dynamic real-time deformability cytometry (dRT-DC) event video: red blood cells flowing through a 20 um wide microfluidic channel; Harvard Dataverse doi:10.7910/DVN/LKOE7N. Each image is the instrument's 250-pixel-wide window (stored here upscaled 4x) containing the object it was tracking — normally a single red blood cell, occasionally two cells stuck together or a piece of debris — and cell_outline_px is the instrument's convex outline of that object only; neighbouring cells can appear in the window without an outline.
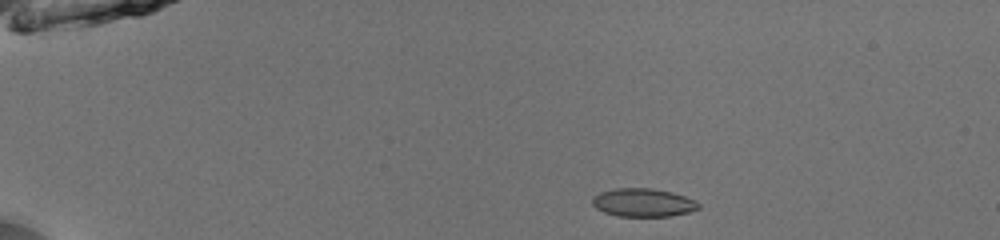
{"species": "common noctule bat (a hibernating species)", "species_latin": "Nyctalus noctula", "temperature_condition": "room temperature", "stored_images_in_passage": 42, "camera_frame_rate_fps": 3000, "um_per_image_px": 0.085, "animal": {"sex": "male", "body_mass_g": 13.0, "forearm_length_mm": 53.1}, "frame": {"image": 1, "passage_image": 1, "time_ms": 0.0, "image_size_px": [1000, 240], "cell_outline_px": [[700, 208], [688, 212], [668, 216], [616, 216], [604, 212], [596, 208], [592, 204], [592, 196], [600, 192], [616, 188], [652, 188], [672, 192], [696, 200], [700, 204]], "centroid_in_image_um": [54.65, 17.21], "position_along_channel_um": 30.3, "area_um2": 17.57}}
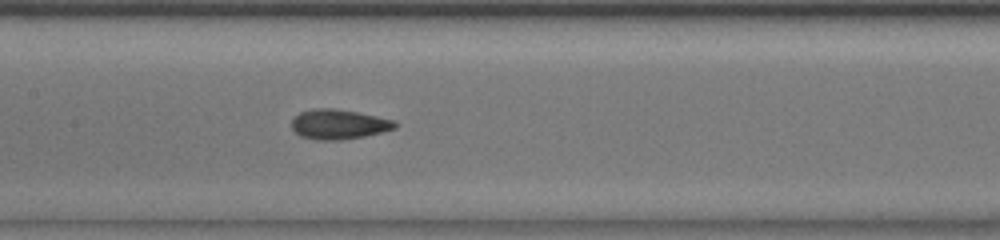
{"frame": {"image": 2, "passage_image": 18, "time_ms": 5.667, "image_size_px": [1000, 240], "cell_outline_px": [[396, 128], [364, 136], [340, 140], [316, 140], [300, 136], [292, 128], [292, 120], [300, 112], [312, 108], [332, 108], [356, 112], [396, 120]], "centroid_in_image_um": [28.77, 10.56], "position_along_channel_um": 178.6, "area_um2": 17.86}}
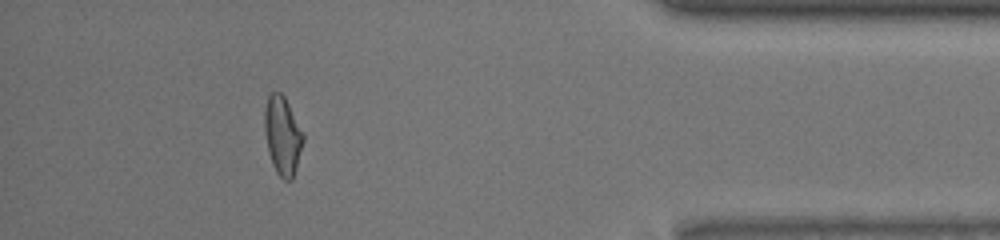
{"frame": {"image": 3, "passage_image": 38, "time_ms": 12.333, "image_size_px": [1000, 240], "cell_outline_px": [[304, 140], [296, 168], [292, 180], [284, 180], [276, 172], [272, 164], [268, 152], [264, 128], [264, 108], [268, 96], [272, 92], [280, 92], [284, 96], [304, 132]], "centroid_in_image_um": [24.01, 11.52], "position_along_channel_um": 411.2, "area_um2": 17.8}, "authors_computed_cell_mechanics": {"area_um2": 17.5134, "velocity_mm_per_s": 4.0032, "shape_relaxation_time_tau1_ms": 3.7098, "shape_relaxation_time_tau2_ms": 1.6986, "deformation_change_tau1": 0.1334, "deformation_change_tau2": 0.086}}